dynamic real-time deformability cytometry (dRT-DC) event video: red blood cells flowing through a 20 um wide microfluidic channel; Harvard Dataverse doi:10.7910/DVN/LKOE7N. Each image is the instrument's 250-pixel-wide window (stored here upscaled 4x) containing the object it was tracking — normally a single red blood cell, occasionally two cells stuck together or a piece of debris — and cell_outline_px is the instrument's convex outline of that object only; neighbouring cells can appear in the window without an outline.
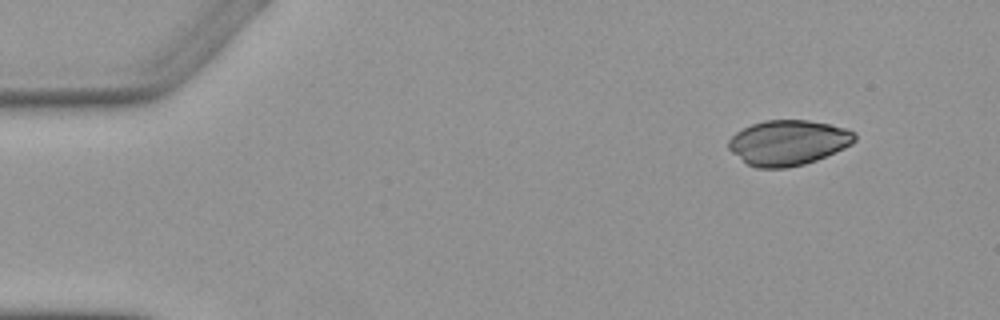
{"species": "Egyptian fruit bat (a non-hibernating species)", "species_latin": "Rousettus aegyptiacus", "temperature_condition": "warm", "stored_images_in_passage": 5, "camera_frame_rate_fps": 3000, "um_per_image_px": 0.085, "animal": {"sex": "female"}, "frame": {"image": 1, "passage_image": 1, "time_ms": 0.0, "image_size_px": [1000, 320], "cell_outline_px": [[856, 140], [852, 144], [844, 148], [816, 160], [804, 164], [784, 168], [756, 168], [748, 164], [732, 152], [728, 148], [728, 140], [736, 132], [752, 124], [764, 120], [808, 120], [848, 128], [856, 132]], "centroid_in_image_um": [67.01, 12.12], "position_along_channel_um": 18.0, "area_um2": 33.18}}